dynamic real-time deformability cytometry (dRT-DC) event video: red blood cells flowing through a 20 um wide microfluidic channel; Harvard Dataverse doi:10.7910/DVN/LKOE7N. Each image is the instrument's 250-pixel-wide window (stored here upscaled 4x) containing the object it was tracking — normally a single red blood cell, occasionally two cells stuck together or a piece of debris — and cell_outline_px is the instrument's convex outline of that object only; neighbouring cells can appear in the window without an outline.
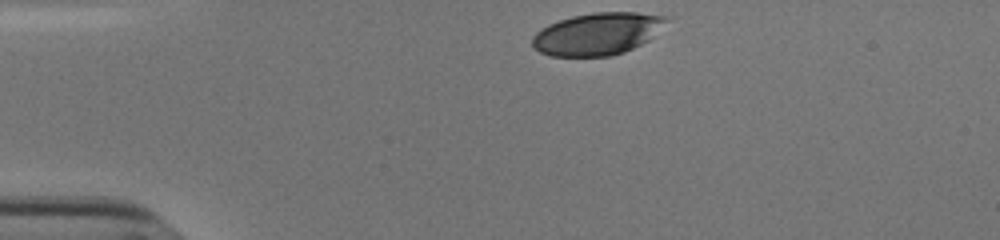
{"species": "human", "species_latin": "Homo sapiens", "temperature_condition": "cold", "stored_images_in_passage": 33, "camera_frame_rate_fps": 3000, "um_per_image_px": 0.085, "donor": {"sex": "male"}, "frame": {"image": 1, "passage_image": 1, "time_ms": 0.0, "image_size_px": [1000, 240], "cell_outline_px": [[672, 16], [648, 40], [624, 52], [612, 56], [552, 56], [540, 52], [532, 48], [532, 36], [536, 32], [548, 24], [572, 16], [592, 12], [636, 12]], "centroid_in_image_um": [50.76, 2.87], "position_along_channel_um": 34.2, "area_um2": 33.0}}
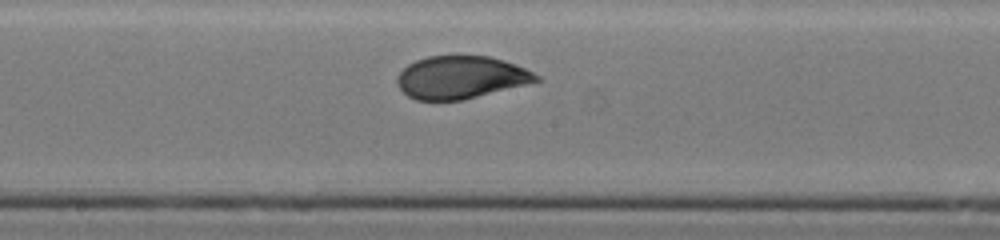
{"frame": {"image": 2, "passage_image": 19, "time_ms": 6.0, "image_size_px": [1000, 240], "cell_outline_px": [[540, 80], [464, 100], [416, 100], [408, 96], [396, 84], [396, 76], [408, 64], [416, 60], [428, 56], [488, 56], [504, 60], [516, 64], [540, 76]], "centroid_in_image_um": [39.13, 6.57], "position_along_channel_um": 209.1, "area_um2": 34.39}}
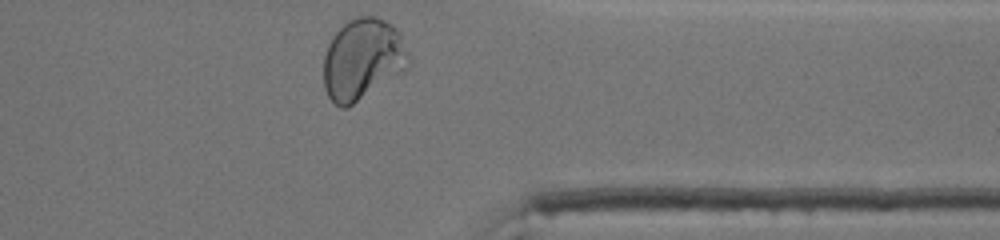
{"frame": {"image": 3, "passage_image": 33, "time_ms": 10.667, "image_size_px": [1000, 240], "cell_outline_px": [[404, 52], [348, 108], [340, 108], [328, 96], [324, 88], [324, 56], [328, 44], [332, 36], [348, 20], [360, 16], [376, 16], [392, 24], [400, 32]], "centroid_in_image_um": [30.54, 4.88], "position_along_channel_um": 380.9, "area_um2": 35.72}, "authors_computed_cell_mechanics": {"area_um2": 34.969, "velocity_mm_per_s": 3.8069, "shape_relaxation_time_tau1_ms": 5.2784, "shape_relaxation_time_tau2_ms": null, "deformation_change_tau1": 0.1739, "deformation_change_tau2": null}}